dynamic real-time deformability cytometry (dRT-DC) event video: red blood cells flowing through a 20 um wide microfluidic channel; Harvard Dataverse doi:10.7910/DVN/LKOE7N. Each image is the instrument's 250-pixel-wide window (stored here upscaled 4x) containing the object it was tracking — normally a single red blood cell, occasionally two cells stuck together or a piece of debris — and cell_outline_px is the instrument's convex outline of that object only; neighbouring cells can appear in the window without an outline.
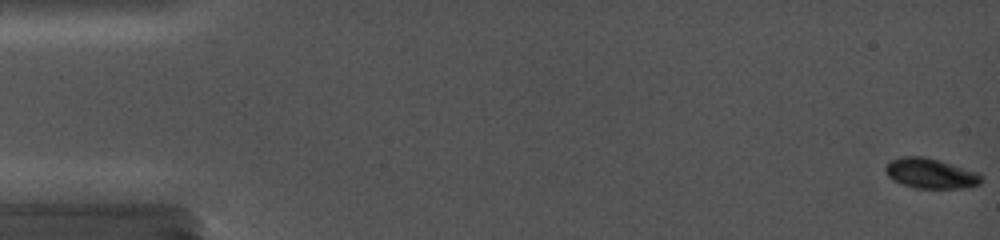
{"species": "common noctule bat (a hibernating species)", "species_latin": "Nyctalus noctula", "temperature_condition": "cold", "stored_images_in_passage": 14, "camera_frame_rate_fps": 5000, "um_per_image_px": 0.085, "animal": {"sex": "female", "body_mass_g": 19.0, "forearm_length_mm": 56.7}, "frame": {"image": 1, "passage_image": 1, "time_ms": 0.0, "image_size_px": [1000, 240], "cell_outline_px": [[984, 180], [980, 184], [968, 188], [916, 188], [892, 180], [888, 176], [884, 168], [892, 160], [904, 156], [924, 156], [940, 160], [976, 172], [984, 176]], "centroid_in_image_um": [79.14, 14.75], "position_along_channel_um": 5.9, "area_um2": 16.82}}
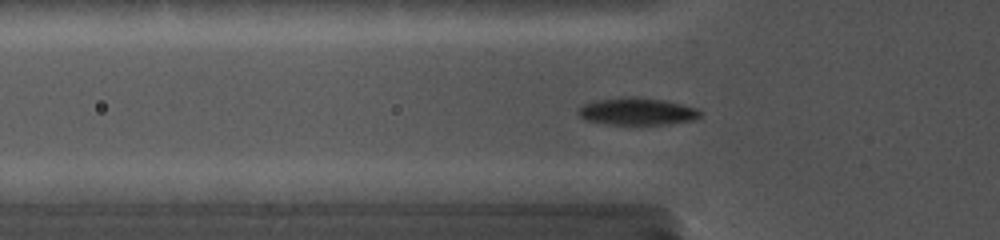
{"frame": {"image": 2, "passage_image": 12, "time_ms": 5.8, "image_size_px": [1000, 240], "cell_outline_px": [[704, 112], [696, 120], [668, 124], [608, 124], [588, 120], [580, 116], [576, 112], [584, 104], [596, 100], [620, 96], [636, 96], [664, 100], [696, 108]], "centroid_in_image_um": [54.19, 9.46], "position_along_channel_um": 71.6, "area_um2": 19.48}}
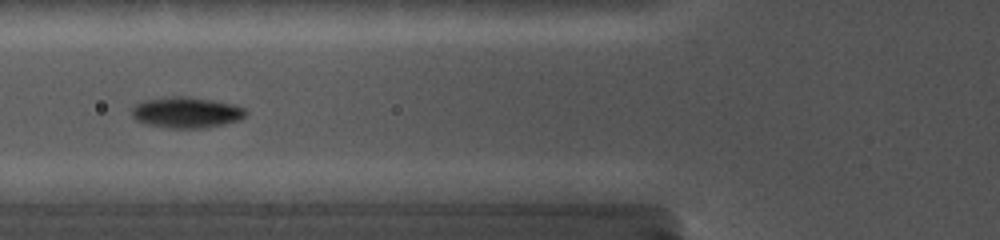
{"frame": {"image": 3, "passage_image": 14, "time_ms": 6.8, "image_size_px": [1000, 240], "cell_outline_px": [[248, 112], [240, 120], [224, 124], [204, 128], [168, 128], [148, 124], [136, 120], [132, 116], [132, 108], [136, 104], [144, 100], [172, 96], [188, 96], [212, 100], [232, 104], [244, 108]], "centroid_in_image_um": [15.85, 9.56], "position_along_channel_um": 110.0, "area_um2": 20.52}}